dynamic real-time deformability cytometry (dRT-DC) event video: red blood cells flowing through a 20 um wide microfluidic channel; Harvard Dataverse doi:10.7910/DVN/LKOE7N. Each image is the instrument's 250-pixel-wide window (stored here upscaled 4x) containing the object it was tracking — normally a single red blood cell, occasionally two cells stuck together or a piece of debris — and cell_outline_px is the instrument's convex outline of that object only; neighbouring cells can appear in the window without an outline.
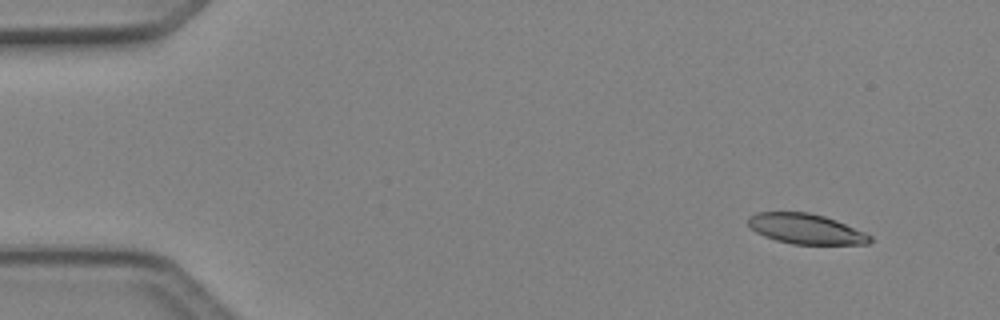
{"species": "Egyptian fruit bat (a non-hibernating species)", "species_latin": "Rousettus aegyptiacus", "temperature_condition": "cold", "stored_images_in_passage": 5, "camera_frame_rate_fps": 3000, "um_per_image_px": 0.085, "animal": {"sex": "female"}, "frame": {"image": 1, "passage_image": 1, "time_ms": 0.0, "image_size_px": [1000, 320], "cell_outline_px": [[872, 240], [868, 244], [792, 244], [776, 240], [764, 236], [756, 232], [748, 224], [748, 216], [756, 212], [808, 212], [824, 216], [836, 220], [864, 232], [872, 236]], "centroid_in_image_um": [68.49, 19.45], "position_along_channel_um": 16.5, "area_um2": 21.39}}
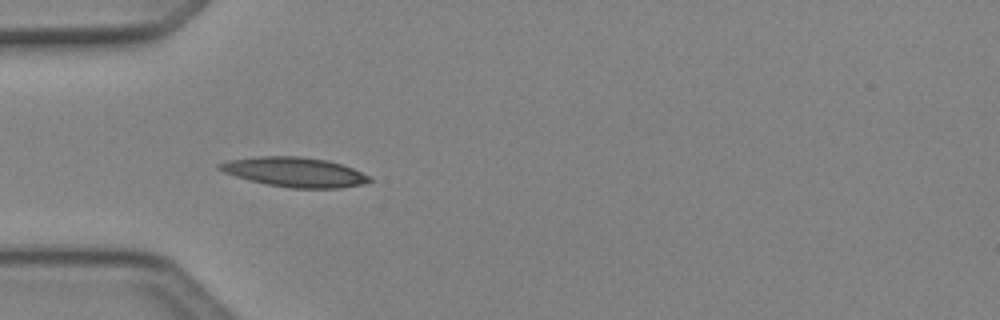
{"frame": {"image": 2, "passage_image": 4, "time_ms": 1.0, "image_size_px": [1000, 320], "cell_outline_px": [[372, 180], [364, 184], [340, 188], [292, 188], [268, 184], [248, 180], [224, 172], [216, 168], [216, 164], [228, 160], [256, 156], [300, 156], [328, 160], [352, 168], [372, 176]], "centroid_in_image_um": [25.04, 14.62], "position_along_channel_um": 60.0, "area_um2": 26.01}}
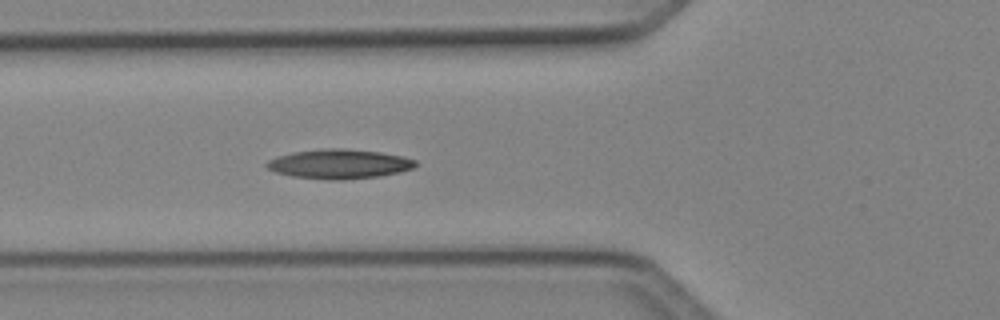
{"frame": {"image": 3, "passage_image": 5, "time_ms": 1.333, "image_size_px": [1000, 320], "cell_outline_px": [[416, 164], [412, 168], [400, 172], [380, 176], [344, 180], [332, 180], [292, 176], [276, 172], [268, 168], [264, 164], [268, 160], [276, 156], [292, 152], [324, 148], [344, 148], [380, 152], [404, 156], [416, 160]], "centroid_in_image_um": [28.83, 13.93], "position_along_channel_um": 97.0, "area_um2": 25.66}}